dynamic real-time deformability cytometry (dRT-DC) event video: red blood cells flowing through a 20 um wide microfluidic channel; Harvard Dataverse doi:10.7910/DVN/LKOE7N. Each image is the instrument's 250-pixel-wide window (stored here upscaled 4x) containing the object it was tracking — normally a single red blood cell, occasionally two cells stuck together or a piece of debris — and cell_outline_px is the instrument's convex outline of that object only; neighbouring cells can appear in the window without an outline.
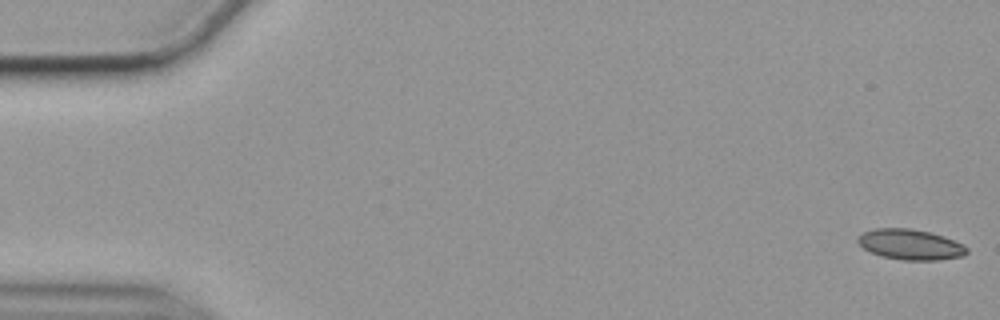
{"species": "common noctule bat (a hibernating species)", "species_latin": "Nyctalus noctula", "temperature_condition": "cold", "stored_images_in_passage": 57, "camera_frame_rate_fps": 3000, "um_per_image_px": 0.085, "animal": {"sex": "female", "body_mass_g": 19.9}, "frame": {"image": 1, "passage_image": 1, "time_ms": 0.0, "image_size_px": [1000, 320], "cell_outline_px": [[968, 252], [964, 256], [940, 260], [900, 260], [880, 256], [864, 248], [856, 240], [856, 236], [864, 232], [876, 228], [912, 228], [932, 232], [944, 236], [964, 244], [968, 248]], "centroid_in_image_um": [77.41, 20.78], "position_along_channel_um": 7.6, "area_um2": 19.65}}
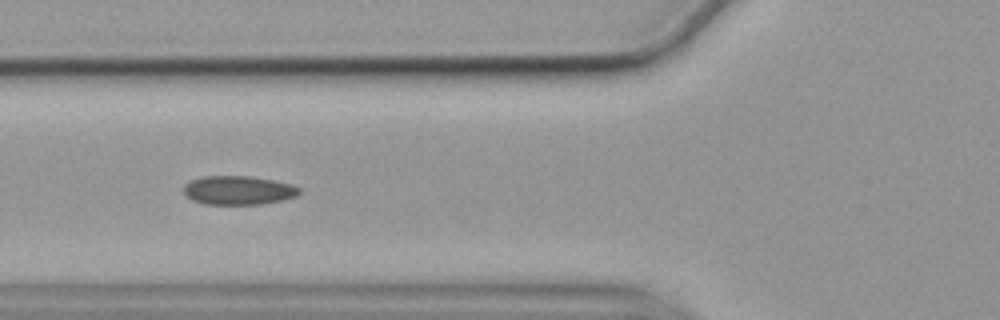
{"frame": {"image": 2, "passage_image": 21, "time_ms": 6.667, "image_size_px": [1000, 320], "cell_outline_px": [[300, 192], [296, 196], [284, 200], [260, 204], [204, 204], [192, 200], [184, 192], [184, 184], [200, 176], [248, 176], [272, 180], [292, 184], [300, 188]], "centroid_in_image_um": [20.26, 16.17], "position_along_channel_um": 105.5, "area_um2": 19.42}}
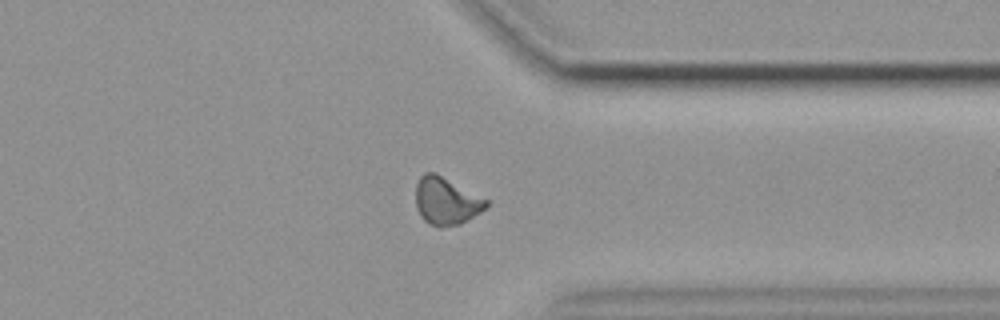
{"frame": {"image": 3, "passage_image": 44, "time_ms": 14.333, "image_size_px": [1000, 320], "cell_outline_px": [[488, 204], [480, 212], [460, 224], [440, 228], [428, 224], [420, 216], [416, 208], [416, 184], [420, 176], [424, 172], [436, 172], [488, 200]], "centroid_in_image_um": [37.89, 17.09], "position_along_channel_um": 373.5, "area_um2": 19.59}, "authors_computed_cell_mechanics": {"area_um2": 19.1896, "velocity_mm_per_s": 3.5311, "shape_relaxation_time_tau1_ms": null, "shape_relaxation_time_tau2_ms": 3.0779, "deformation_change_tau1": null, "deformation_change_tau2": 0.0698}}